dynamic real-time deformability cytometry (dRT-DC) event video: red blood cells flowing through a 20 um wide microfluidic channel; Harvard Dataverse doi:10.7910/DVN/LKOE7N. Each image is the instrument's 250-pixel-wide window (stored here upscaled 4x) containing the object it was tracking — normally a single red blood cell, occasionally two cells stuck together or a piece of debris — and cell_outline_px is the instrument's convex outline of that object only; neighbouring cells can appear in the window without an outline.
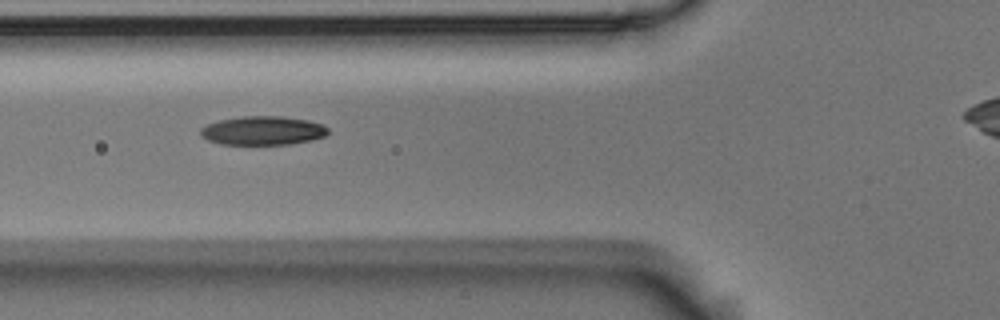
{"species": "Egyptian fruit bat (a non-hibernating species)", "species_latin": "Rousettus aegyptiacus", "temperature_condition": "room temperature", "stored_images_in_passage": 6, "camera_frame_rate_fps": 3000, "um_per_image_px": 0.085, "animal": {"sex": "male"}, "frame": {"image": 1, "passage_image": 3, "time_ms": 0.667, "image_size_px": [1000, 320], "cell_outline_px": [[328, 132], [324, 136], [312, 140], [288, 144], [220, 144], [208, 140], [200, 136], [200, 128], [208, 124], [220, 120], [240, 116], [280, 116], [308, 120], [324, 124], [328, 128]], "centroid_in_image_um": [22.33, 11.09], "position_along_channel_um": 103.5, "area_um2": 21.44}}
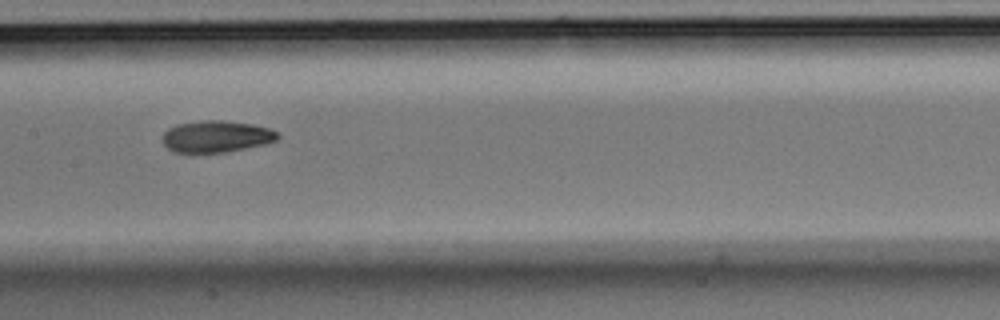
{"frame": {"image": 2, "passage_image": 5, "time_ms": 1.333, "image_size_px": [1000, 320], "cell_outline_px": [[280, 136], [276, 140], [264, 144], [224, 152], [192, 156], [176, 152], [168, 148], [164, 144], [164, 132], [168, 128], [176, 124], [200, 120], [220, 120], [252, 124], [268, 128], [276, 132]], "centroid_in_image_um": [18.32, 11.63], "position_along_channel_um": 189.1, "area_um2": 21.68}}
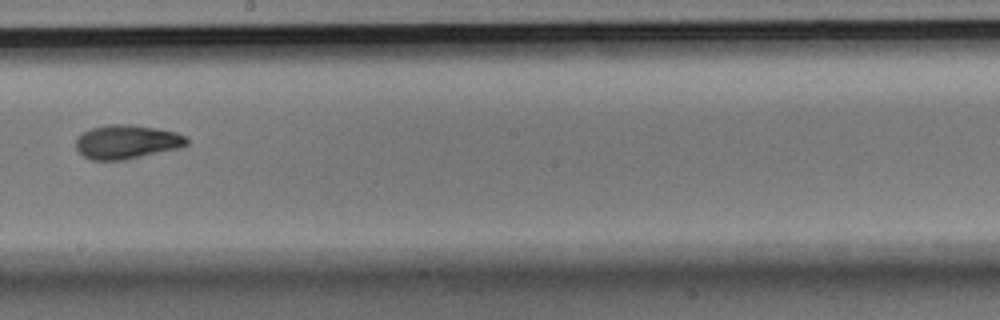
{"frame": {"image": 3, "passage_image": 6, "time_ms": 1.667, "image_size_px": [1000, 320], "cell_outline_px": [[188, 144], [180, 148], [124, 160], [92, 160], [84, 156], [76, 148], [76, 140], [84, 132], [92, 128], [108, 124], [128, 124], [156, 128], [176, 132], [188, 136]], "centroid_in_image_um": [10.82, 12.06], "position_along_channel_um": 237.4, "area_um2": 21.91}}